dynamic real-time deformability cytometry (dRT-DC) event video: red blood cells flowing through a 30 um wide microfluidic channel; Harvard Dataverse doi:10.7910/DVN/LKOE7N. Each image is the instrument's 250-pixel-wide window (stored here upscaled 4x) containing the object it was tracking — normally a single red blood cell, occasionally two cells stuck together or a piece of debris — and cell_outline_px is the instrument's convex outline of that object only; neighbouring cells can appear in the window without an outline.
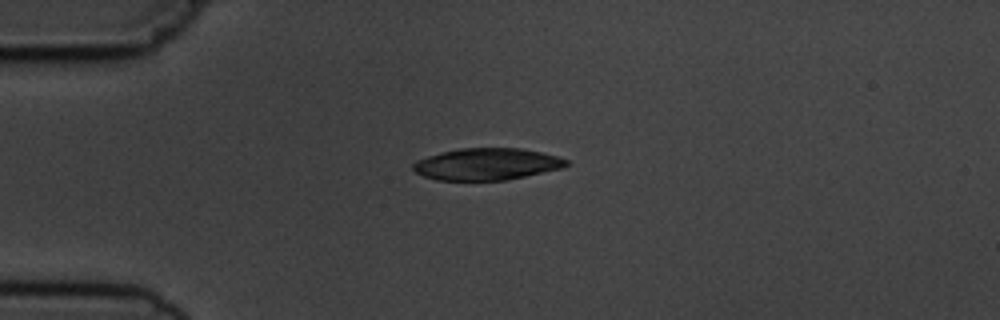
{"species": "common noctule bat (a hibernating species)", "species_latin": "Nyctalus noctula", "temperature_condition": "cold", "stored_images_in_passage": 14, "camera_frame_rate_fps": 3000, "um_per_image_px": 0.085, "animal": {"sex": "male", "body_mass_g": 19.5, "forearm_length_mm": 54.6}, "frame": {"image": 1, "passage_image": 3, "time_ms": 3.333, "image_size_px": [1000, 320], "cell_outline_px": [[568, 164], [564, 168], [504, 180], [436, 180], [424, 176], [416, 172], [412, 168], [412, 164], [416, 160], [440, 152], [460, 148], [520, 148], [540, 152], [556, 156], [568, 160]], "centroid_in_image_um": [41.36, 13.95], "position_along_channel_um": 43.6, "area_um2": 28.32}}
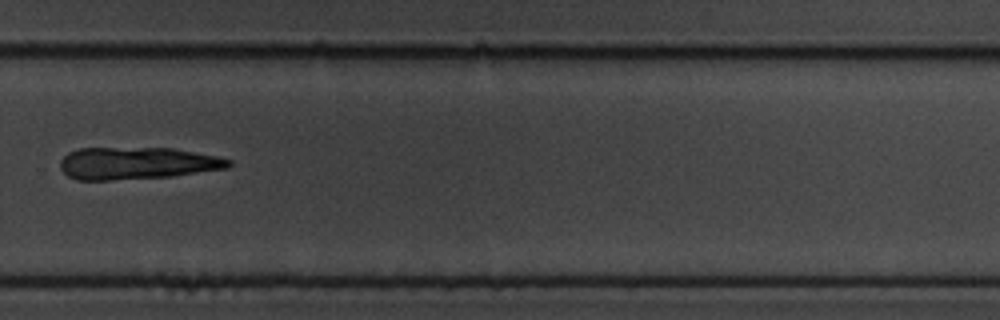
{"frame": {"image": 2, "passage_image": 10, "time_ms": 11.333, "image_size_px": [1000, 320], "cell_outline_px": [[232, 164], [228, 168], [172, 176], [112, 180], [76, 180], [68, 176], [60, 168], [60, 160], [68, 152], [76, 148], [172, 148], [216, 156], [232, 160]], "centroid_in_image_um": [11.61, 13.87], "position_along_channel_um": 318.2, "area_um2": 31.67}}
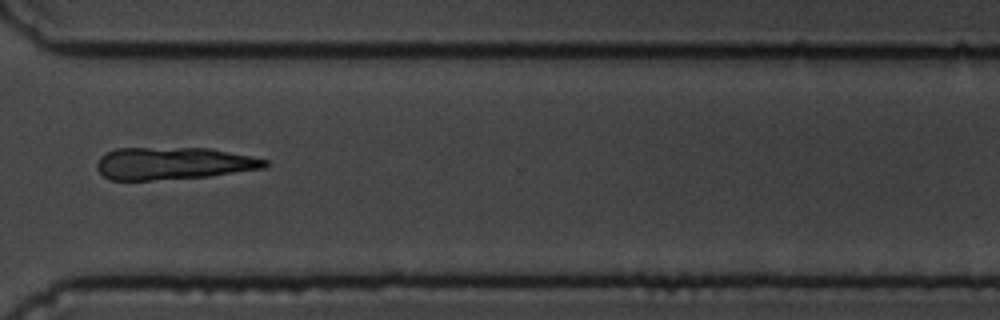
{"frame": {"image": 3, "passage_image": 11, "time_ms": 12.333, "image_size_px": [1000, 320], "cell_outline_px": [[268, 164], [264, 168], [212, 176], [152, 180], [108, 180], [96, 168], [96, 164], [100, 156], [116, 148], [208, 148], [252, 156], [268, 160]], "centroid_in_image_um": [14.73, 13.89], "position_along_channel_um": 355.9, "area_um2": 31.73}}